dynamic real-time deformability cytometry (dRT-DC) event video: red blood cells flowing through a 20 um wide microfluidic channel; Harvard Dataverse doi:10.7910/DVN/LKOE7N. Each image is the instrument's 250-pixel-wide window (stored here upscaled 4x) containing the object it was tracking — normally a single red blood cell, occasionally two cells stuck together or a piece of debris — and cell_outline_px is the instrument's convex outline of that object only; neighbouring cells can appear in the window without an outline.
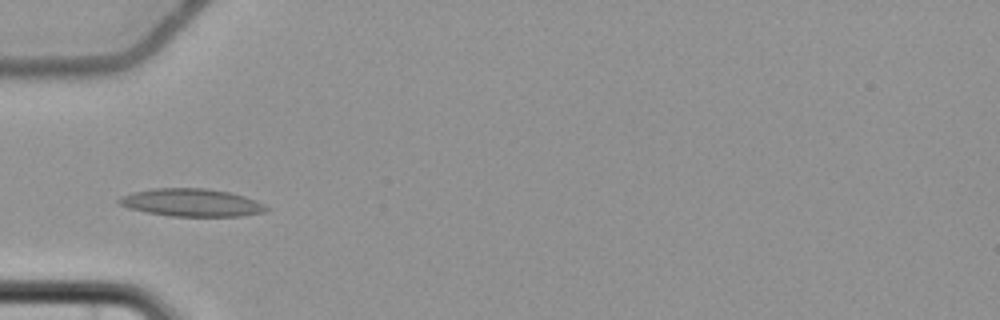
{"species": "common noctule bat (a hibernating species)", "species_latin": "Nyctalus noctula", "temperature_condition": "cold", "stored_images_in_passage": 5, "camera_frame_rate_fps": 3000, "um_per_image_px": 0.085, "animal": {"sex": "female", "body_mass_g": 22.7, "forearm_length_mm": 54.2}, "frame": {"image": 1, "passage_image": 5, "time_ms": 4.667, "image_size_px": [1000, 320], "cell_outline_px": [[268, 208], [264, 212], [240, 216], [172, 216], [148, 212], [128, 208], [120, 204], [116, 200], [120, 196], [132, 192], [152, 188], [208, 188], [228, 192], [244, 196], [256, 200], [264, 204]], "centroid_in_image_um": [16.26, 17.21], "position_along_channel_um": 68.7, "area_um2": 23.76}}